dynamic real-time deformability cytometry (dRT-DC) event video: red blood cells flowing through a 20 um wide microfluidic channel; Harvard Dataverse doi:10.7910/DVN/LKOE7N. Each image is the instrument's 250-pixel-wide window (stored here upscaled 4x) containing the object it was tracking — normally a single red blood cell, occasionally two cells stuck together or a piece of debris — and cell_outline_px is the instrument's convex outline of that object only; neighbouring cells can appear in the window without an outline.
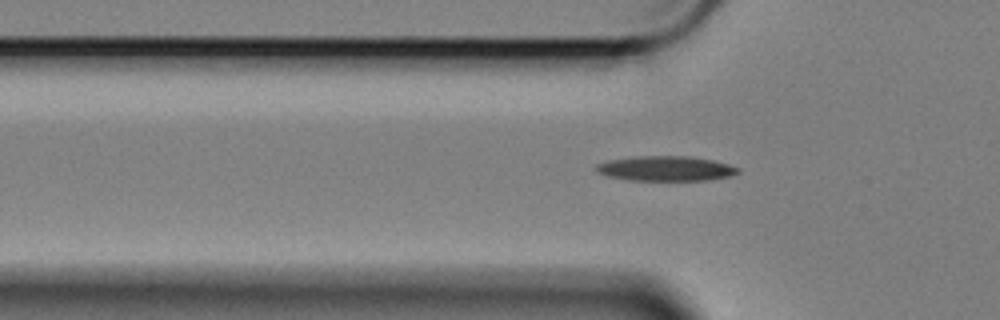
{"species": "Egyptian fruit bat (a non-hibernating species)", "species_latin": "Rousettus aegyptiacus", "temperature_condition": "cold", "stored_images_in_passage": 54, "camera_frame_rate_fps": 3000, "um_per_image_px": 0.085, "animal": {"sex": "female"}, "frame": {"image": 1, "passage_image": 17, "time_ms": 5.333, "image_size_px": [1000, 320], "cell_outline_px": [[740, 172], [728, 176], [708, 180], [628, 180], [608, 176], [596, 172], [596, 164], [608, 160], [636, 156], [692, 156], [712, 160], [728, 164], [740, 168]], "centroid_in_image_um": [56.57, 14.32], "position_along_channel_um": 69.2, "area_um2": 20.58}}
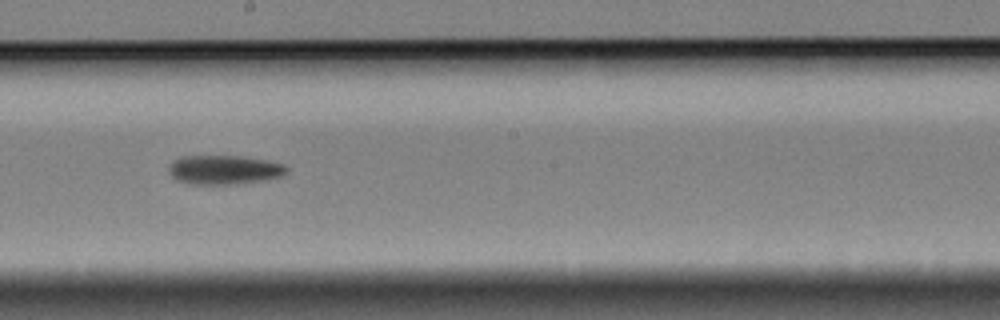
{"frame": {"image": 2, "passage_image": 31, "time_ms": 10.0, "image_size_px": [1000, 320], "cell_outline_px": [[288, 172], [280, 176], [264, 180], [228, 184], [192, 184], [176, 180], [168, 172], [168, 164], [172, 160], [180, 156], [240, 156], [268, 160], [284, 164], [288, 168]], "centroid_in_image_um": [19.02, 14.42], "position_along_channel_um": 229.2, "area_um2": 20.11}}
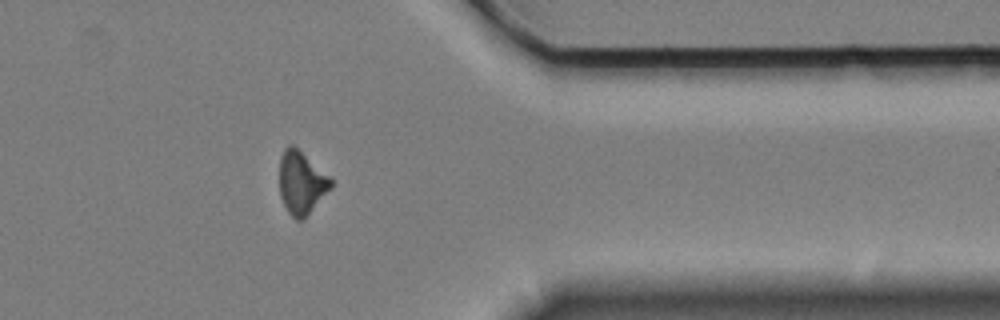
{"frame": {"image": 3, "passage_image": 46, "time_ms": 15.0, "image_size_px": [1000, 320], "cell_outline_px": [[332, 188], [304, 220], [296, 220], [288, 212], [280, 196], [280, 156], [284, 148], [288, 144], [292, 144], [328, 176], [332, 180]], "centroid_in_image_um": [25.61, 15.56], "position_along_channel_um": 385.8, "area_um2": 18.73}}